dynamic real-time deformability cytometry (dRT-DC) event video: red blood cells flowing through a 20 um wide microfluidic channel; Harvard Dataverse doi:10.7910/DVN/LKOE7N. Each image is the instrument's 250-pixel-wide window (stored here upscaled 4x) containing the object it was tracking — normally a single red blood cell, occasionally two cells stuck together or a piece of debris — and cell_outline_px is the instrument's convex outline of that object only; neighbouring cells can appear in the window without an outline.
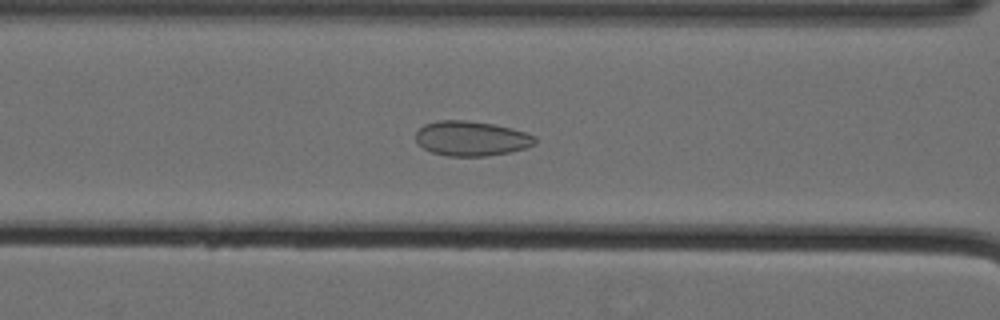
{"species": "Egyptian fruit bat (a non-hibernating species)", "species_latin": "Rousettus aegyptiacus", "temperature_condition": "cold", "stored_images_in_passage": 49, "camera_frame_rate_fps": 3000, "um_per_image_px": 0.085, "animal": {"sex": "female"}, "frame": {"image": 1, "passage_image": 17, "time_ms": 5.333, "image_size_px": [1000, 320], "cell_outline_px": [[536, 144], [528, 148], [512, 152], [484, 156], [448, 156], [432, 152], [424, 148], [416, 140], [416, 132], [424, 124], [436, 120], [468, 120], [492, 124], [512, 128], [536, 136]], "centroid_in_image_um": [40.1, 11.77], "position_along_channel_um": 126.5, "area_um2": 24.33}}
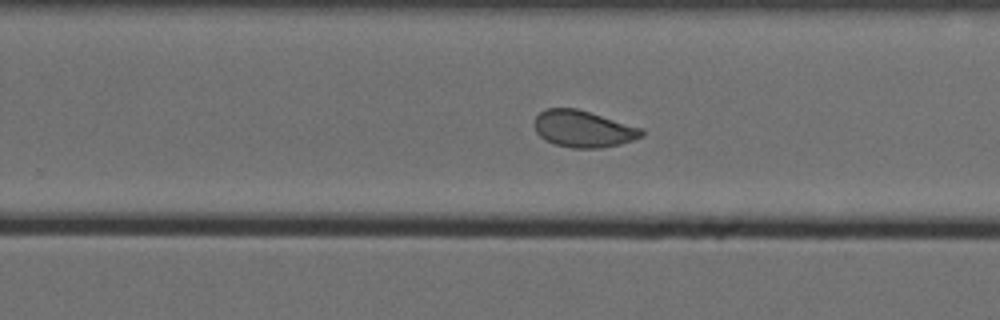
{"frame": {"image": 2, "passage_image": 30, "time_ms": 9.667, "image_size_px": [1000, 320], "cell_outline_px": [[644, 136], [620, 144], [600, 148], [572, 148], [556, 144], [544, 140], [536, 132], [532, 124], [536, 116], [544, 108], [576, 108], [644, 128]], "centroid_in_image_um": [49.56, 10.95], "position_along_channel_um": 280.2, "area_um2": 23.18}}
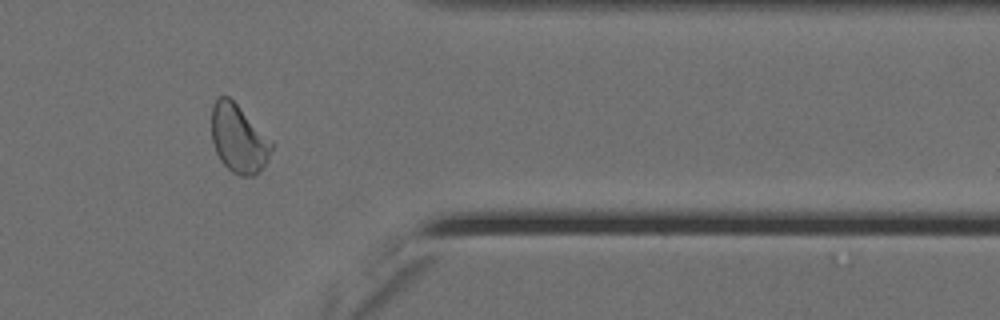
{"frame": {"image": 3, "passage_image": 40, "time_ms": 13.0, "image_size_px": [1000, 320], "cell_outline_px": [[276, 144], [260, 172], [252, 176], [240, 176], [232, 172], [220, 160], [216, 152], [212, 140], [212, 104], [220, 96], [228, 96]], "centroid_in_image_um": [20.3, 11.81], "position_along_channel_um": 391.1, "area_um2": 23.81}, "authors_computed_cell_mechanics": {"area_um2": 23.8714, "velocity_mm_per_s": 3.5501, "shape_relaxation_time_tau1_ms": null, "shape_relaxation_time_tau2_ms": 1.1372, "deformation_change_tau1": null, "deformation_change_tau2": 0.0554}}